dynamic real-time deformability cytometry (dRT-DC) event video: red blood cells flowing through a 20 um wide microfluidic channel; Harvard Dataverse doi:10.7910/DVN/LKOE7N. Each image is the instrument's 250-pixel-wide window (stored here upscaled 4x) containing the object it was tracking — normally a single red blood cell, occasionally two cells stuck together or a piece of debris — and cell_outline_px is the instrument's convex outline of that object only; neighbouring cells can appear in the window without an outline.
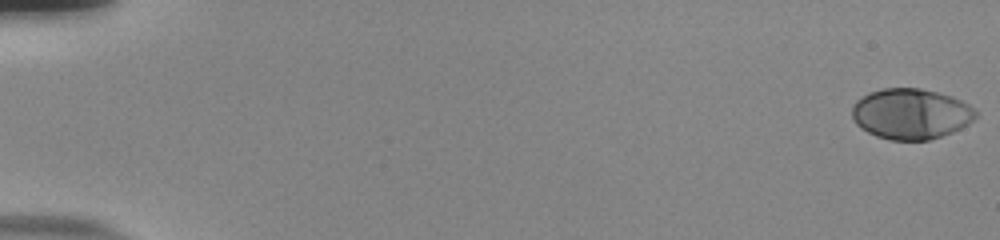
{"species": "human", "species_latin": "Homo sapiens", "temperature_condition": "room temperature", "stored_images_in_passage": 55, "camera_frame_rate_fps": 3000, "um_per_image_px": 0.085, "donor": {"sex": "male"}, "frame": {"image": 1, "passage_image": 1, "time_ms": 0.0, "image_size_px": [1000, 240], "cell_outline_px": [[980, 112], [968, 124], [952, 132], [928, 140], [888, 140], [876, 136], [860, 128], [856, 124], [852, 116], [852, 108], [856, 100], [868, 92], [884, 88], [920, 88], [952, 96], [976, 108]], "centroid_in_image_um": [77.42, 9.67], "position_along_channel_um": 7.6, "area_um2": 36.65}}
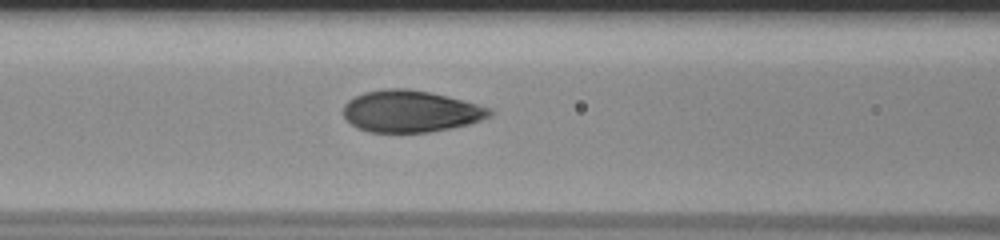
{"frame": {"image": 2, "passage_image": 25, "time_ms": 8.0, "image_size_px": [1000, 240], "cell_outline_px": [[496, 112], [492, 116], [468, 124], [452, 128], [428, 132], [368, 132], [356, 128], [344, 116], [344, 104], [348, 100], [364, 92], [384, 88], [408, 88], [428, 92], [492, 108]], "centroid_in_image_um": [34.9, 9.46], "position_along_channel_um": 131.7, "area_um2": 35.55}}
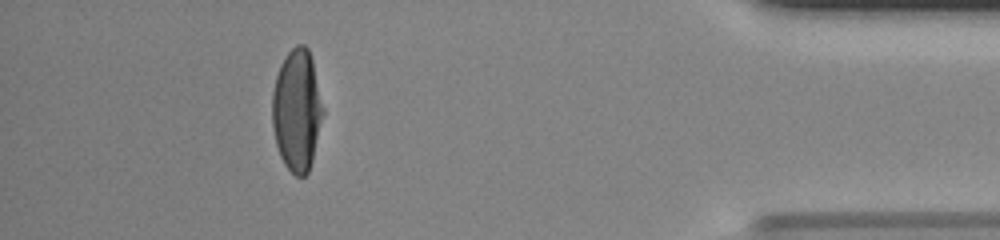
{"frame": {"image": 3, "passage_image": 50, "time_ms": 16.333, "image_size_px": [1000, 240], "cell_outline_px": [[324, 112], [312, 160], [308, 172], [304, 176], [296, 176], [284, 164], [280, 156], [276, 144], [272, 124], [272, 92], [276, 76], [280, 64], [288, 52], [296, 44], [304, 44], [308, 48], [312, 60], [324, 108]], "centroid_in_image_um": [25.23, 9.35], "position_along_channel_um": 410.0, "area_um2": 36.07}, "authors_computed_cell_mechanics": {"area_um2": 36.3562, "velocity_mm_per_s": 3.8699, "shape_relaxation_time_tau1_ms": 5.353, "shape_relaxation_time_tau2_ms": null, "deformation_change_tau1": 0.2553, "deformation_change_tau2": null}}